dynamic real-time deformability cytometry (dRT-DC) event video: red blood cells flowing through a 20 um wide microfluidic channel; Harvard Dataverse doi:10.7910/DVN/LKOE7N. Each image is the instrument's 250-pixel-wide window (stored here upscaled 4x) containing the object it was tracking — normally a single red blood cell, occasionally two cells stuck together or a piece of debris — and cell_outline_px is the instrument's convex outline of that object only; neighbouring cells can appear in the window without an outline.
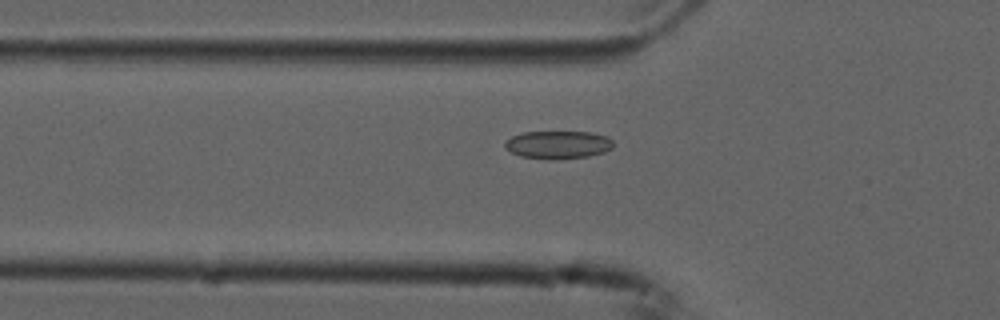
{"species": "common noctule bat (a hibernating species)", "species_latin": "Nyctalus noctula", "temperature_condition": "cold", "stored_images_in_passage": 41, "camera_frame_rate_fps": 3000, "um_per_image_px": 0.085, "animal": {"sex": "male", "forearm_length_mm": 52.5}, "frame": {"image": 1, "passage_image": 5, "time_ms": 1.333, "image_size_px": [1000, 320], "cell_outline_px": [[612, 148], [604, 152], [588, 156], [556, 160], [552, 160], [520, 156], [504, 148], [504, 144], [512, 136], [524, 132], [592, 132], [608, 136], [612, 140]], "centroid_in_image_um": [47.44, 12.3], "position_along_channel_um": 78.4, "area_um2": 17.69}}
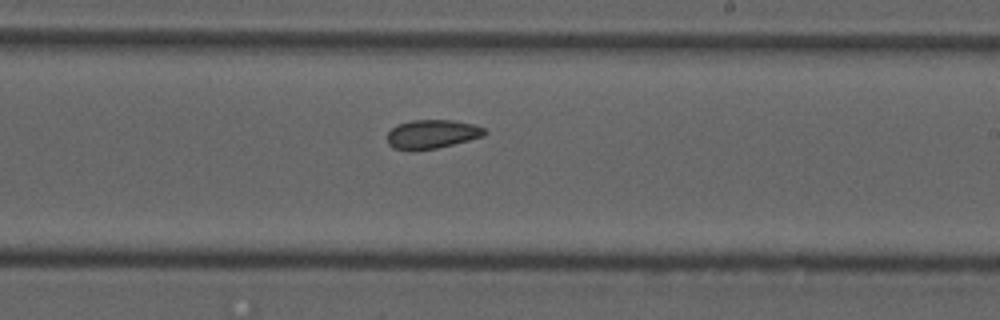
{"frame": {"image": 2, "passage_image": 19, "time_ms": 6.0, "image_size_px": [1000, 320], "cell_outline_px": [[488, 132], [484, 136], [436, 148], [412, 152], [392, 148], [388, 144], [388, 132], [396, 124], [412, 120], [452, 120], [472, 124], [484, 128]], "centroid_in_image_um": [36.68, 11.41], "position_along_channel_um": 252.3, "area_um2": 16.53}}
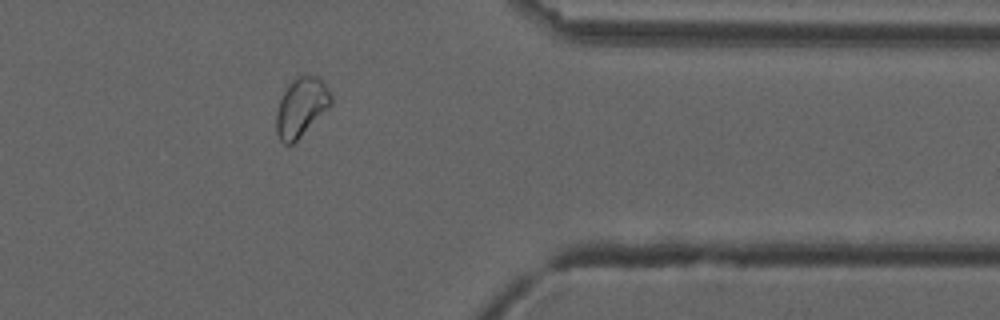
{"frame": {"image": 3, "passage_image": 31, "time_ms": 10.0, "image_size_px": [1000, 320], "cell_outline_px": [[332, 104], [292, 144], [284, 144], [280, 140], [276, 132], [276, 112], [280, 100], [284, 92], [292, 80], [300, 76], [316, 76], [324, 84], [332, 96]], "centroid_in_image_um": [25.58, 9.12], "position_along_channel_um": 385.8, "area_um2": 18.26}, "authors_computed_cell_mechanics": {"area_um2": 17.2822, "velocity_mm_per_s": 3.7276, "shape_relaxation_time_tau1_ms": null, "shape_relaxation_time_tau2_ms": 5.0438, "deformation_change_tau1": null, "deformation_change_tau2": 0.1044}}